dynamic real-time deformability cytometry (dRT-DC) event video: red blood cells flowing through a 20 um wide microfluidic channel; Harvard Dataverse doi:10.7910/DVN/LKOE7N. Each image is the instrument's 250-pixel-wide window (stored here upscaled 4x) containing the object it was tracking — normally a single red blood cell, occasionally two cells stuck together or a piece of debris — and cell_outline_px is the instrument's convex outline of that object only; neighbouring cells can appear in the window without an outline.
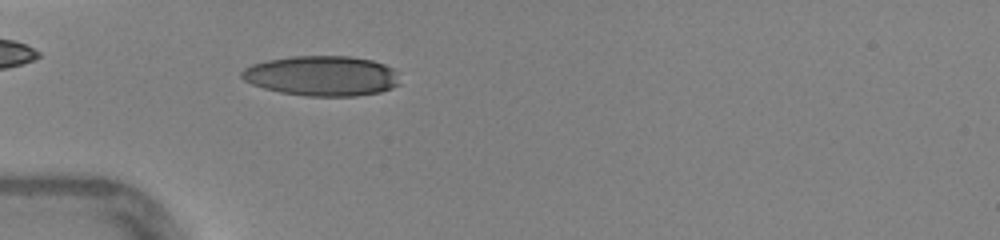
{"species": "human", "species_latin": "Homo sapiens", "temperature_condition": "warm", "stored_images_in_passage": 46, "camera_frame_rate_fps": 3000, "um_per_image_px": 0.085, "donor": {"sex": "female"}, "frame": {"image": 1, "passage_image": 15, "time_ms": 4.667, "image_size_px": [1000, 240], "cell_outline_px": [[400, 84], [392, 88], [380, 92], [356, 96], [304, 96], [280, 92], [264, 88], [252, 84], [244, 80], [240, 76], [240, 72], [244, 68], [252, 64], [268, 60], [292, 56], [352, 56], [372, 60], [384, 64], [392, 68], [396, 72]], "centroid_in_image_um": [27.36, 6.45], "position_along_channel_um": 57.6, "area_um2": 37.11}}
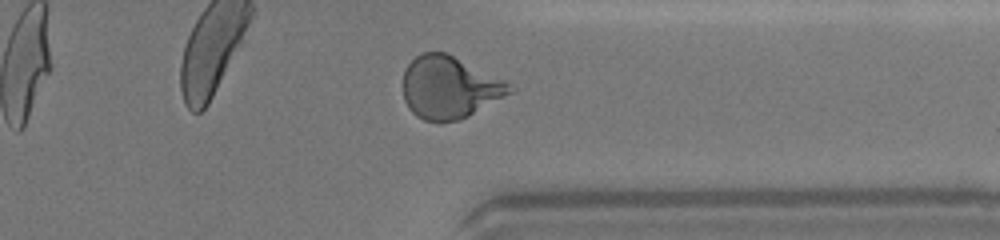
{"frame": {"image": 2, "passage_image": 37, "time_ms": 12.0, "image_size_px": [1000, 240], "cell_outline_px": [[516, 88], [512, 92], [468, 116], [460, 120], [440, 124], [424, 120], [416, 116], [408, 108], [404, 100], [404, 68], [420, 52], [448, 52], [504, 80]], "centroid_in_image_um": [38.18, 7.44], "position_along_channel_um": 373.2, "area_um2": 39.07}}
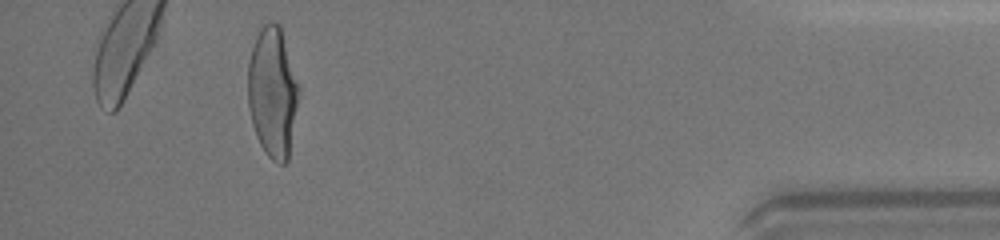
{"frame": {"image": 3, "passage_image": 43, "time_ms": 14.0, "image_size_px": [1000, 240], "cell_outline_px": [[300, 92], [288, 160], [284, 164], [280, 164], [272, 160], [264, 152], [256, 136], [252, 124], [248, 108], [248, 60], [256, 36], [260, 28], [264, 24], [280, 24], [300, 88]], "centroid_in_image_um": [23.17, 7.87], "position_along_channel_um": 412.0, "area_um2": 38.84}, "authors_computed_cell_mechanics": {"area_um2": 37.3388, "velocity_mm_per_s": 4.409, "shape_relaxation_time_tau1_ms": 3.667, "shape_relaxation_time_tau2_ms": null, "deformation_change_tau1": 0.2005, "deformation_change_tau2": null}}